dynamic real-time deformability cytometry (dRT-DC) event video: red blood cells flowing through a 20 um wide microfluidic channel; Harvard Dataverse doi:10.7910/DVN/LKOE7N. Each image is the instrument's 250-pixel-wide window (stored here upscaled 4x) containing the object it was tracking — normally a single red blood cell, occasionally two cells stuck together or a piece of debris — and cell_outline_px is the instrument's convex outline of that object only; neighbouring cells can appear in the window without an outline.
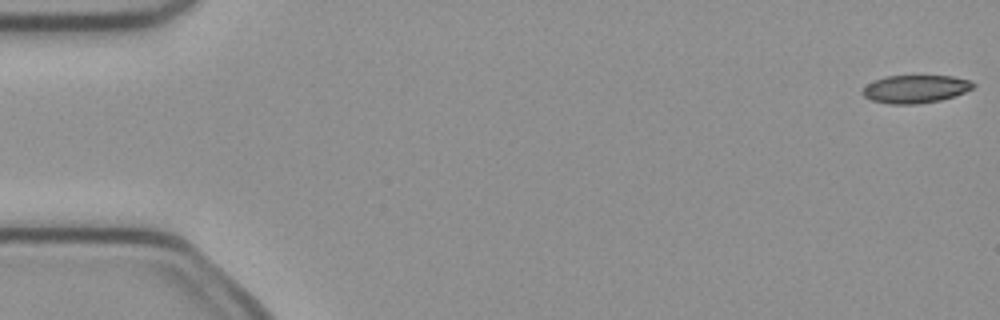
{"species": "common noctule bat (a hibernating species)", "species_latin": "Nyctalus noctula", "temperature_condition": "cold", "stored_images_in_passage": 5, "camera_frame_rate_fps": 3000, "um_per_image_px": 0.085, "animal": {"sex": "female", "body_mass_g": 21.9}, "frame": {"image": 1, "passage_image": 1, "time_ms": 0.0, "image_size_px": [1000, 320], "cell_outline_px": [[976, 84], [972, 88], [956, 96], [940, 100], [916, 104], [888, 104], [872, 100], [864, 96], [860, 92], [868, 84], [884, 76], [952, 76], [972, 80]], "centroid_in_image_um": [77.83, 7.56], "position_along_channel_um": 7.2, "area_um2": 18.03}}